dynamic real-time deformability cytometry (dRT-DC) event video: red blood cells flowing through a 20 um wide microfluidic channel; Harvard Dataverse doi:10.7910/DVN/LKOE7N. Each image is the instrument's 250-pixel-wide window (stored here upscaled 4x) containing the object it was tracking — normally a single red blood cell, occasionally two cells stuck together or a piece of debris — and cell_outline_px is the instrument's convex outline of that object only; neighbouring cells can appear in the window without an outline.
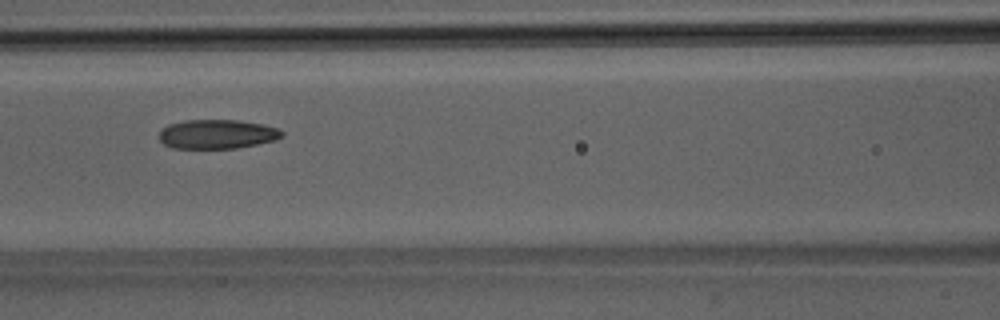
{"species": "Egyptian fruit bat (a non-hibernating species)", "species_latin": "Rousettus aegyptiacus", "temperature_condition": "room temperature", "stored_images_in_passage": 36, "camera_frame_rate_fps": 3000, "um_per_image_px": 0.085, "animal": {"sex": "male"}, "frame": {"image": 1, "passage_image": 8, "time_ms": 2.333, "image_size_px": [1000, 320], "cell_outline_px": [[284, 136], [276, 140], [236, 148], [172, 148], [164, 144], [160, 140], [160, 132], [168, 124], [184, 120], [236, 120], [260, 124], [280, 128], [284, 132]], "centroid_in_image_um": [18.48, 11.4], "position_along_channel_um": 148.1, "area_um2": 20.87}}
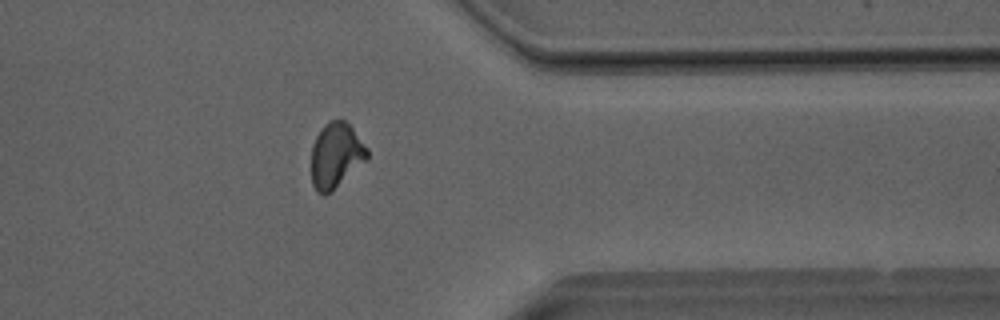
{"frame": {"image": 2, "passage_image": 26, "time_ms": 8.333, "image_size_px": [1000, 320], "cell_outline_px": [[368, 156], [332, 192], [324, 196], [316, 192], [312, 184], [312, 144], [316, 136], [324, 124], [328, 120], [344, 120], [352, 128], [368, 148]], "centroid_in_image_um": [28.52, 13.22], "position_along_channel_um": 382.9, "area_um2": 21.04}}
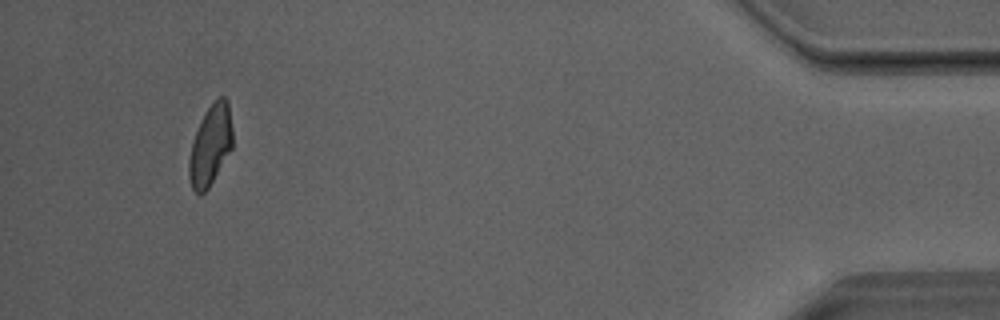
{"frame": {"image": 3, "passage_image": 33, "time_ms": 10.667, "image_size_px": [1000, 320], "cell_outline_px": [[232, 148], [208, 188], [204, 192], [196, 192], [192, 188], [188, 176], [188, 160], [192, 140], [200, 120], [204, 112], [216, 96], [224, 96], [228, 100], [232, 128]], "centroid_in_image_um": [17.87, 12.28], "position_along_channel_um": 417.3, "area_um2": 20.58}, "authors_computed_cell_mechanics": {"area_um2": 21.2126, "velocity_mm_per_s": 4.0813, "shape_relaxation_time_tau1_ms": null, "shape_relaxation_time_tau2_ms": 1.6729, "deformation_change_tau1": null, "deformation_change_tau2": 0.0852}}